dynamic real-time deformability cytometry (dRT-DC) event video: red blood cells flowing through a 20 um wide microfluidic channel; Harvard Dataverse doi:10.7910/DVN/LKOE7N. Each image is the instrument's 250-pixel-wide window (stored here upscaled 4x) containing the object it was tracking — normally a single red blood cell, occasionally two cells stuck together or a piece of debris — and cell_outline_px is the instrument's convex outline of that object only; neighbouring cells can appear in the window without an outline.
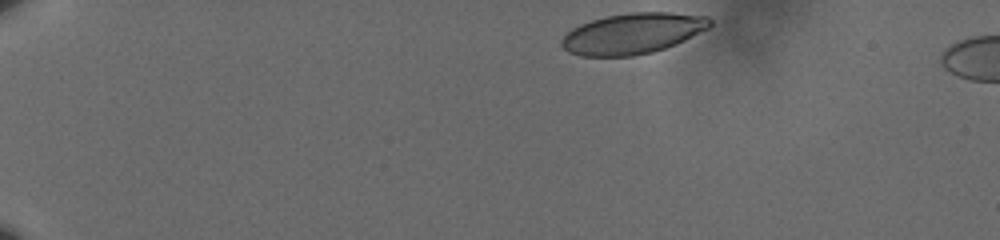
{"species": "human", "species_latin": "Homo sapiens", "temperature_condition": "cold", "stored_images_in_passage": 8, "camera_frame_rate_fps": 3000, "um_per_image_px": 0.085, "donor": {"sex": "male"}, "frame": {"image": 1, "passage_image": 1, "time_ms": 0.0, "image_size_px": [1000, 240], "cell_outline_px": [[712, 24], [708, 28], [676, 44], [652, 52], [632, 56], [580, 56], [568, 52], [560, 44], [560, 40], [572, 28], [580, 24], [604, 16], [628, 12], [668, 12], [708, 16], [712, 20]], "centroid_in_image_um": [53.76, 2.84], "position_along_channel_um": 31.2, "area_um2": 35.32}}